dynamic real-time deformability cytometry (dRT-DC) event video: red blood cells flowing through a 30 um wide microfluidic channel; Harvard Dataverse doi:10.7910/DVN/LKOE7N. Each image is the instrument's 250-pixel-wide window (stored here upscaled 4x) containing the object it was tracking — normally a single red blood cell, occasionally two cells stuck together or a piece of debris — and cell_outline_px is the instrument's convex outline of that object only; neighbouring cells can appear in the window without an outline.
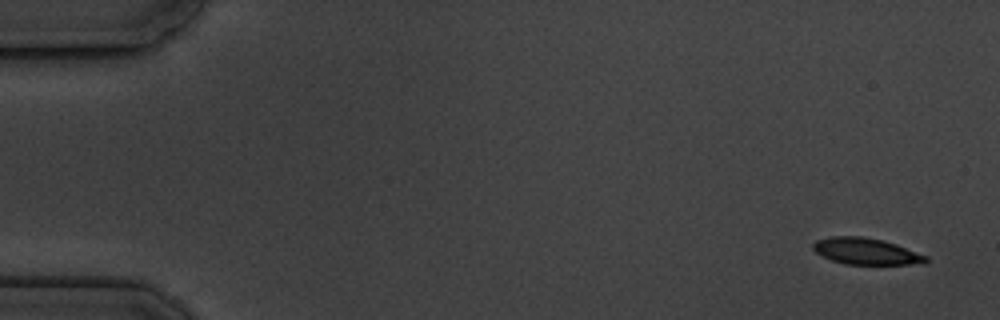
{"species": "common noctule bat (a hibernating species)", "species_latin": "Nyctalus noctula", "temperature_condition": "cold", "stored_images_in_passage": 5, "camera_frame_rate_fps": 3000, "um_per_image_px": 0.085, "animal": {"sex": "male", "body_mass_g": 19.5, "forearm_length_mm": 54.6}, "frame": {"image": 1, "passage_image": 1, "time_ms": 0.0, "image_size_px": [1000, 320], "cell_outline_px": [[928, 260], [924, 264], [844, 264], [832, 260], [816, 252], [812, 248], [812, 244], [816, 240], [832, 236], [860, 236], [884, 240], [896, 244], [928, 256]], "centroid_in_image_um": [73.63, 21.35], "position_along_channel_um": 11.4, "area_um2": 17.4}}
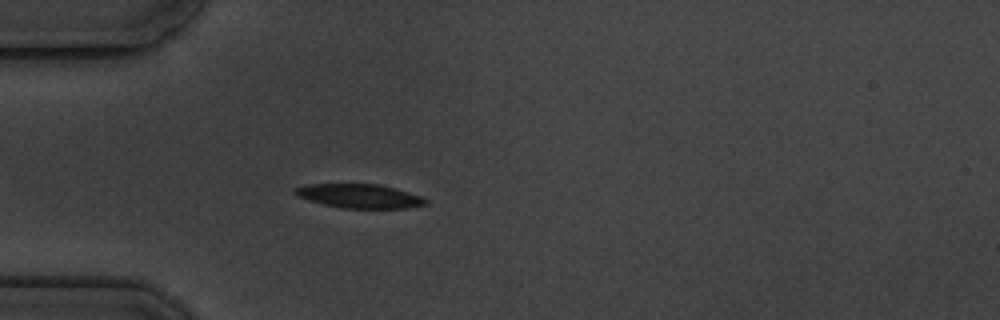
{"frame": {"image": 2, "passage_image": 5, "time_ms": 4.667, "image_size_px": [1000, 320], "cell_outline_px": [[428, 204], [408, 208], [344, 208], [324, 204], [308, 200], [296, 196], [292, 192], [296, 188], [308, 184], [380, 184], [396, 188], [420, 196], [428, 200]], "centroid_in_image_um": [30.57, 16.66], "position_along_channel_um": 54.4, "area_um2": 18.26}}